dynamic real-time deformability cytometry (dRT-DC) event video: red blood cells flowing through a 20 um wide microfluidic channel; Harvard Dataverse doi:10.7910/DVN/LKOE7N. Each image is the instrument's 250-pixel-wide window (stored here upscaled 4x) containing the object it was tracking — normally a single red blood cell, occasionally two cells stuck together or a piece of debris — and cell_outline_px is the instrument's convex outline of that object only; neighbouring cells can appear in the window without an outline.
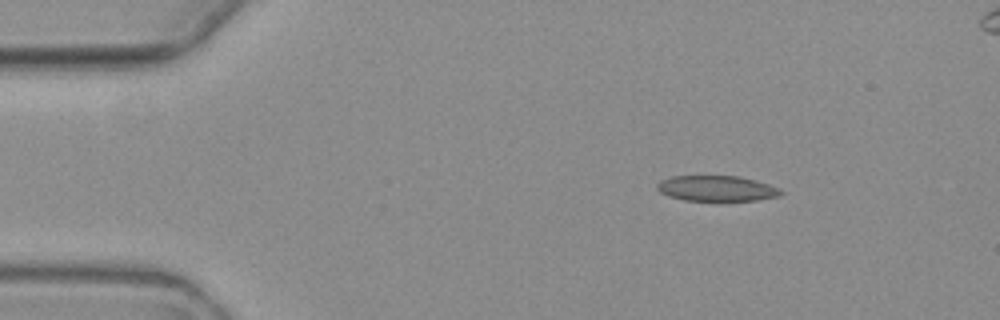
{"species": "common noctule bat (a hibernating species)", "species_latin": "Nyctalus noctula", "temperature_condition": "warm", "stored_images_in_passage": 5, "camera_frame_rate_fps": 3000, "um_per_image_px": 0.085, "animal": {"sex": "female", "body_mass_g": 19.3, "forearm_length_mm": 54.1}, "frame": {"image": 1, "passage_image": 2, "time_ms": 1.0, "image_size_px": [1000, 320], "cell_outline_px": [[784, 192], [780, 196], [756, 200], [720, 204], [684, 200], [668, 196], [660, 192], [656, 188], [656, 184], [660, 180], [672, 176], [740, 176], [756, 180], [780, 188]], "centroid_in_image_um": [60.93, 16.07], "position_along_channel_um": 24.1, "area_um2": 19.48}}